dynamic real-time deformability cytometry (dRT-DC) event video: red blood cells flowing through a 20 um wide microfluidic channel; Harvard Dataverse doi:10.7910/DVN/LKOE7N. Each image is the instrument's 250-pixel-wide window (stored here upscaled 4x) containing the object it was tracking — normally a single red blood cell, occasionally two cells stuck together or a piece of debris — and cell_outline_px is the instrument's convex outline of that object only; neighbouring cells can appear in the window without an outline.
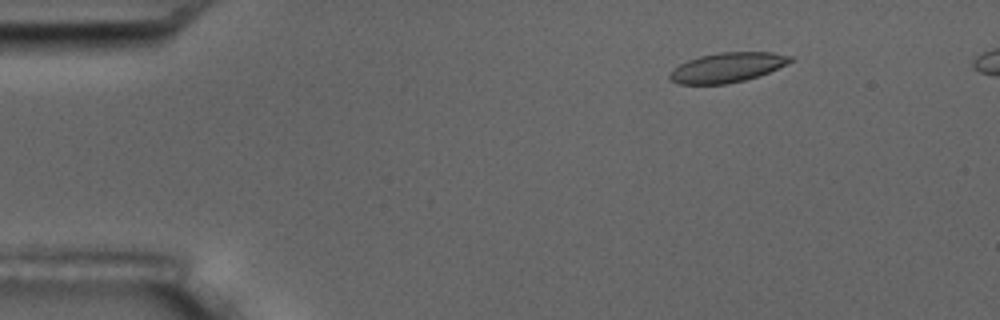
{"species": "common noctule bat (a hibernating species)", "species_latin": "Nyctalus noctula", "temperature_condition": "room temperature", "stored_images_in_passage": 6, "camera_frame_rate_fps": 3000, "um_per_image_px": 0.085, "animal": {"sex": "male", "body_mass_g": 17.5, "forearm_length_mm": 52.3}, "frame": {"image": 1, "passage_image": 3, "time_ms": 2.333, "image_size_px": [1000, 320], "cell_outline_px": [[796, 60], [768, 72], [744, 80], [728, 84], [676, 84], [668, 76], [672, 68], [688, 60], [700, 56], [720, 52], [772, 52], [792, 56]], "centroid_in_image_um": [61.81, 5.73], "position_along_channel_um": 23.2, "area_um2": 20.87}}